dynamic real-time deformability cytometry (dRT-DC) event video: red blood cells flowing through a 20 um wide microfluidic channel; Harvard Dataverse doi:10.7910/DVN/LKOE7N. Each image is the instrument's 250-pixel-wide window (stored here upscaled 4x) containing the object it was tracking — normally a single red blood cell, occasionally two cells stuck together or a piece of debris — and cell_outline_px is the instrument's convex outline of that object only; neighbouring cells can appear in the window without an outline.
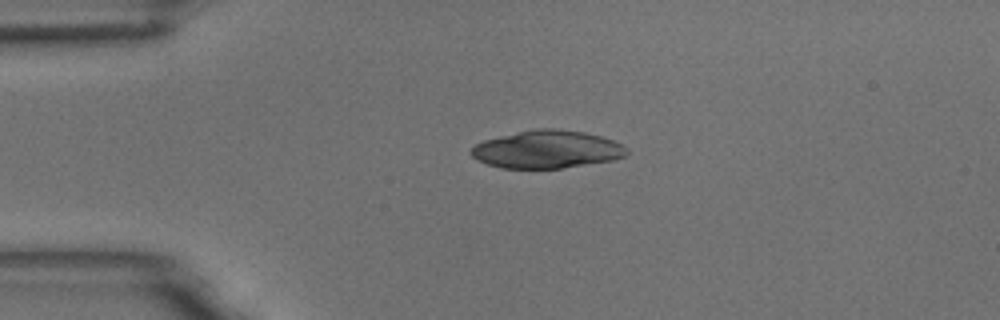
{"species": "common noctule bat (a hibernating species)", "species_latin": "Nyctalus noctula", "temperature_condition": "room temperature", "stored_images_in_passage": 2, "camera_frame_rate_fps": 3000, "um_per_image_px": 0.085, "animal": {"sex": "male", "body_mass_g": 18.8}, "frame": {"image": 1, "passage_image": 1, "time_ms": 0.0, "image_size_px": [1000, 320], "cell_outline_px": [[628, 156], [612, 160], [560, 168], [500, 168], [476, 160], [468, 152], [476, 144], [484, 140], [500, 136], [536, 128], [552, 128], [584, 132], [600, 136], [624, 144], [628, 148]], "centroid_in_image_um": [46.51, 12.7], "position_along_channel_um": 38.5, "area_um2": 34.28}}